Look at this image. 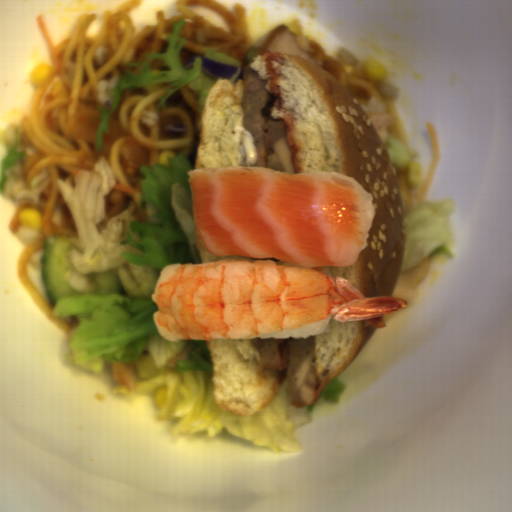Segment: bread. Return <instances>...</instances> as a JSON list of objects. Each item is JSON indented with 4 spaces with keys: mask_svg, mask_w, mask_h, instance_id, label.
Masks as SVG:
<instances>
[{
    "mask_svg": "<svg viewBox=\"0 0 512 512\" xmlns=\"http://www.w3.org/2000/svg\"><path fill=\"white\" fill-rule=\"evenodd\" d=\"M250 64L273 98L272 119L285 125L294 173L346 174L373 204V223L357 260L309 269L343 277L367 298L392 297L404 261L407 227L401 187L382 134L314 61L270 51L259 53Z\"/></svg>",
    "mask_w": 512,
    "mask_h": 512,
    "instance_id": "1",
    "label": "bread"
},
{
    "mask_svg": "<svg viewBox=\"0 0 512 512\" xmlns=\"http://www.w3.org/2000/svg\"><path fill=\"white\" fill-rule=\"evenodd\" d=\"M198 256L200 259L201 264L202 263H208V262H214V261H221V260H252L254 257H244V256H214L208 251H206L204 248H202L197 240L195 243Z\"/></svg>",
    "mask_w": 512,
    "mask_h": 512,
    "instance_id": "5",
    "label": "bread"
},
{
    "mask_svg": "<svg viewBox=\"0 0 512 512\" xmlns=\"http://www.w3.org/2000/svg\"><path fill=\"white\" fill-rule=\"evenodd\" d=\"M243 80L217 78L203 106L194 170L256 167L253 136L243 127Z\"/></svg>",
    "mask_w": 512,
    "mask_h": 512,
    "instance_id": "3",
    "label": "bread"
},
{
    "mask_svg": "<svg viewBox=\"0 0 512 512\" xmlns=\"http://www.w3.org/2000/svg\"><path fill=\"white\" fill-rule=\"evenodd\" d=\"M215 404L239 417H252L275 398L282 383L271 371L259 374V351L251 339L204 340Z\"/></svg>",
    "mask_w": 512,
    "mask_h": 512,
    "instance_id": "2",
    "label": "bread"
},
{
    "mask_svg": "<svg viewBox=\"0 0 512 512\" xmlns=\"http://www.w3.org/2000/svg\"><path fill=\"white\" fill-rule=\"evenodd\" d=\"M376 329L365 321L338 322L332 315L325 331L315 335V377L319 396L332 379L354 362Z\"/></svg>",
    "mask_w": 512,
    "mask_h": 512,
    "instance_id": "4",
    "label": "bread"
}]
</instances>
